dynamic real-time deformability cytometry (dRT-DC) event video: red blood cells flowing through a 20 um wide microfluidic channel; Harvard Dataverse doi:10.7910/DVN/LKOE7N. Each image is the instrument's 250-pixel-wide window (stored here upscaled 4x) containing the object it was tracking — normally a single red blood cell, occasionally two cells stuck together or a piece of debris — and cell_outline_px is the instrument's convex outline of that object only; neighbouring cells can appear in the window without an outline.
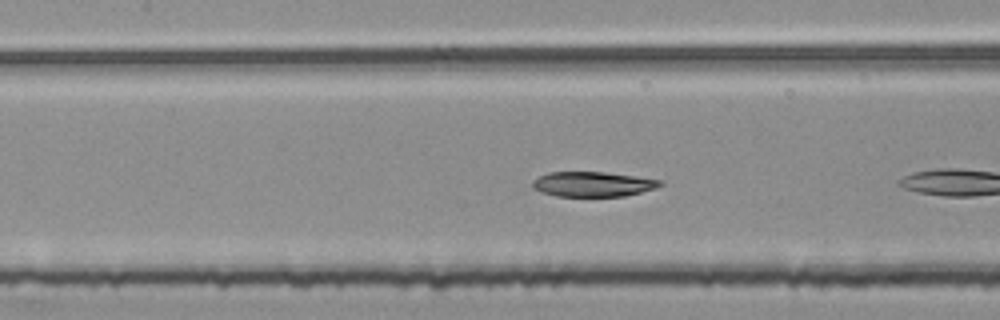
{"species": "common noctule bat (a hibernating species)", "species_latin": "Nyctalus noctula", "temperature_condition": "room temperature", "stored_images_in_passage": 11, "camera_frame_rate_fps": 3000, "um_per_image_px": 0.085, "animal": {"sex": "female", "body_mass_g": 25.1}, "frame": {"image": 1, "passage_image": 5, "time_ms": 1.333, "image_size_px": [1000, 320], "cell_outline_px": [[664, 184], [656, 188], [624, 196], [556, 196], [540, 192], [532, 188], [532, 180], [548, 172], [604, 172], [636, 176], [660, 180]], "centroid_in_image_um": [50.36, 15.65], "position_along_channel_um": 157.0, "area_um2": 18.55}}
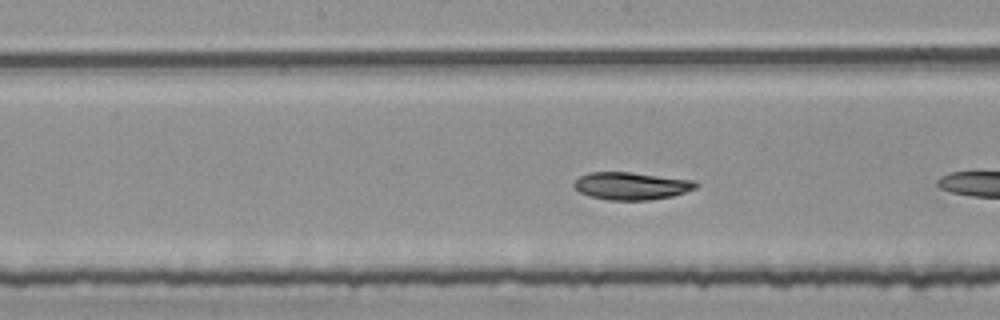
{"frame": {"image": 2, "passage_image": 8, "time_ms": 2.333, "image_size_px": [1000, 320], "cell_outline_px": [[700, 184], [696, 188], [672, 196], [648, 200], [608, 200], [588, 196], [572, 188], [572, 184], [580, 176], [588, 172], [628, 172], [696, 180]], "centroid_in_image_um": [53.64, 15.8], "position_along_channel_um": 194.6, "area_um2": 19.71}}